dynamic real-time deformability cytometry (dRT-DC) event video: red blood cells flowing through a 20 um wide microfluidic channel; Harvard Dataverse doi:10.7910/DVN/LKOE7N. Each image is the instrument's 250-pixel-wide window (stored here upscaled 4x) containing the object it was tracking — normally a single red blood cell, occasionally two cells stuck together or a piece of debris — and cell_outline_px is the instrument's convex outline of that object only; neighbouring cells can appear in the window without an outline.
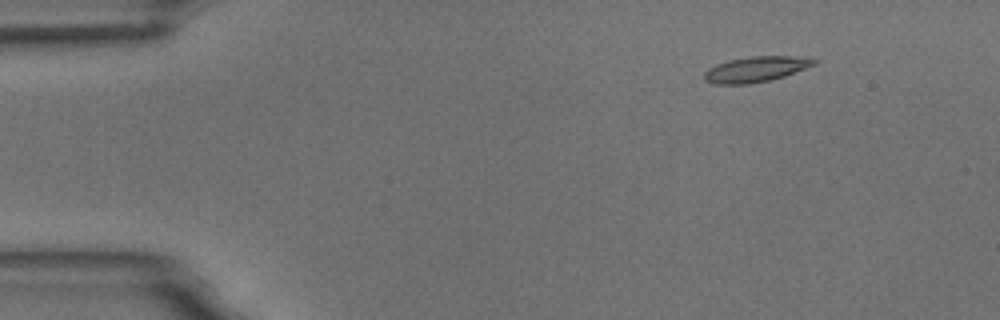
{"species": "common noctule bat (a hibernating species)", "species_latin": "Nyctalus noctula", "temperature_condition": "room temperature", "stored_images_in_passage": 5, "camera_frame_rate_fps": 3000, "um_per_image_px": 0.085, "animal": {"sex": "male", "body_mass_g": 18.8}, "frame": {"image": 1, "passage_image": 2, "time_ms": 1.0, "image_size_px": [1000, 320], "cell_outline_px": [[816, 64], [784, 76], [768, 80], [748, 84], [716, 84], [704, 80], [704, 72], [708, 68], [716, 64], [728, 60], [752, 56], [792, 56], [816, 60]], "centroid_in_image_um": [64.19, 5.89], "position_along_channel_um": 20.8, "area_um2": 16.07}}
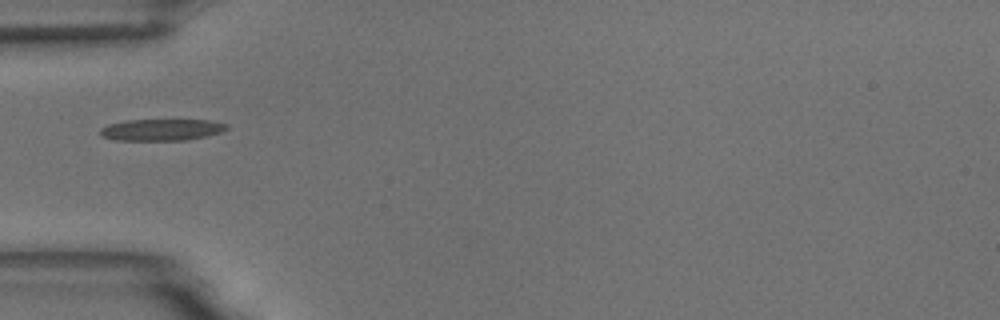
{"frame": {"image": 2, "passage_image": 5, "time_ms": 4.667, "image_size_px": [1000, 320], "cell_outline_px": [[228, 128], [220, 132], [188, 140], [116, 140], [100, 136], [100, 128], [108, 124], [124, 120], [212, 120], [228, 124]], "centroid_in_image_um": [13.71, 11.02], "position_along_channel_um": 71.3, "area_um2": 15.95}}